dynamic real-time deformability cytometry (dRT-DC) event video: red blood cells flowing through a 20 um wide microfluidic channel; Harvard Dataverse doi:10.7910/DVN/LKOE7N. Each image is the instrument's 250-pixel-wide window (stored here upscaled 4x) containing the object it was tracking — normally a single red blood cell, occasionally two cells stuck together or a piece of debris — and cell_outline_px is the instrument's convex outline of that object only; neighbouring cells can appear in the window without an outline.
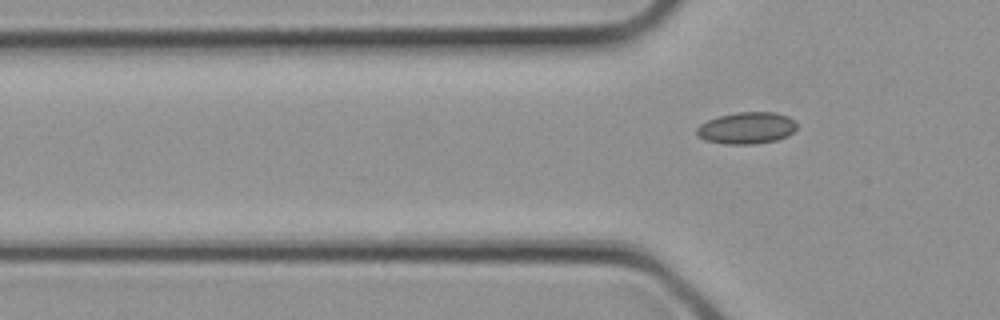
{"species": "common noctule bat (a hibernating species)", "species_latin": "Nyctalus noctula", "temperature_condition": "cold", "stored_images_in_passage": 3, "camera_frame_rate_fps": 3000, "um_per_image_px": 0.085, "animal": {"sex": "female", "body_mass_g": 21.9}, "frame": {"image": 1, "passage_image": 3, "time_ms": 0.667, "image_size_px": [1000, 320], "cell_outline_px": [[796, 128], [788, 136], [776, 140], [756, 144], [724, 144], [704, 140], [696, 132], [696, 128], [700, 124], [708, 120], [720, 116], [736, 112], [776, 112], [788, 116], [796, 124]], "centroid_in_image_um": [63.46, 10.88], "position_along_channel_um": 62.3, "area_um2": 18.5}}